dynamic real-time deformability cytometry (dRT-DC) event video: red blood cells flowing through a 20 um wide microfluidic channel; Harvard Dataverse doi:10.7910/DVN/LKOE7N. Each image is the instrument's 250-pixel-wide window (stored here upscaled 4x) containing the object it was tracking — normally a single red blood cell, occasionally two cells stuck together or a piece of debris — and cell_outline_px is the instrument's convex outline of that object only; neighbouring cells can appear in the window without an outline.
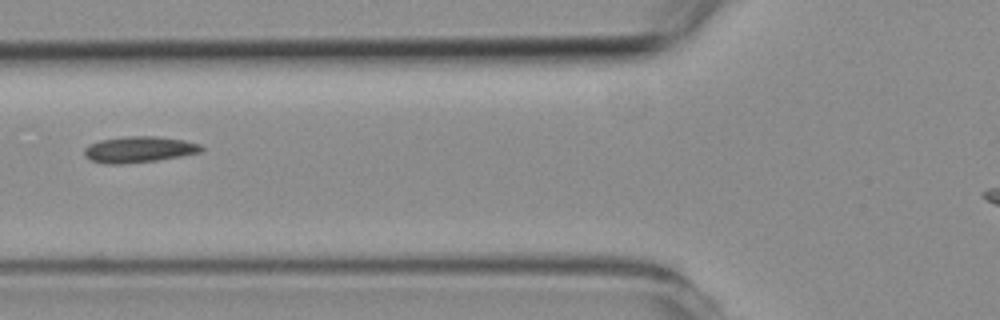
{"species": "common noctule bat (a hibernating species)", "species_latin": "Nyctalus noctula", "temperature_condition": "room temperature", "stored_images_in_passage": 7, "camera_frame_rate_fps": 3000, "um_per_image_px": 0.085, "animal": {"sex": "female", "body_mass_g": 19.3, "forearm_length_mm": 54.1}, "frame": {"image": 1, "passage_image": 6, "time_ms": 6.0, "image_size_px": [1000, 320], "cell_outline_px": [[204, 148], [200, 152], [180, 156], [156, 160], [120, 164], [104, 164], [92, 160], [84, 156], [84, 148], [100, 140], [124, 136], [156, 136], [184, 140], [200, 144]], "centroid_in_image_um": [11.8, 12.7], "position_along_channel_um": 114.0, "area_um2": 17.69}}
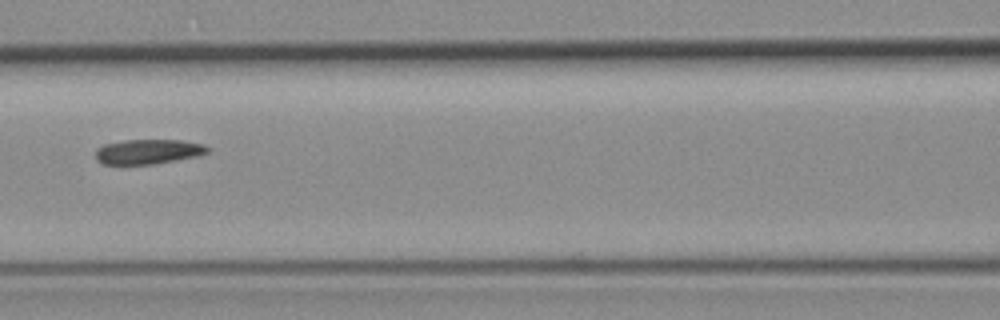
{"frame": {"image": 2, "passage_image": 7, "time_ms": 7.0, "image_size_px": [1000, 320], "cell_outline_px": [[208, 152], [200, 156], [152, 164], [104, 164], [96, 160], [96, 148], [104, 144], [124, 140], [180, 140], [204, 144], [208, 148]], "centroid_in_image_um": [12.59, 12.88], "position_along_channel_um": 154.0, "area_um2": 16.18}}